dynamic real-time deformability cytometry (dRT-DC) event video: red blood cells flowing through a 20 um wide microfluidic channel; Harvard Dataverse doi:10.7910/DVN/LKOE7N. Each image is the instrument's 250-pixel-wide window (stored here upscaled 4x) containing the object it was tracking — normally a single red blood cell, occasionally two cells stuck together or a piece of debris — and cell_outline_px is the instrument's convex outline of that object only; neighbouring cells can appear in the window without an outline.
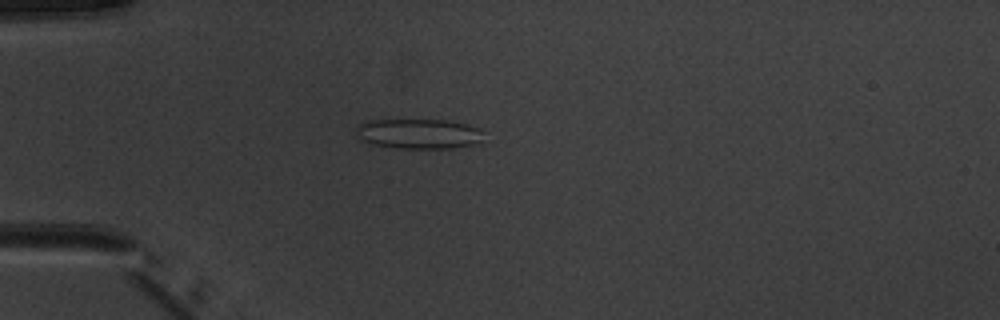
{"species": "common noctule bat (a hibernating species)", "species_latin": "Nyctalus noctula", "temperature_condition": "warm", "stored_images_in_passage": 43, "camera_frame_rate_fps": 3000, "um_per_image_px": 0.085, "animal": {"sex": "male", "body_mass_g": 20.1, "forearm_length_mm": 53.5}, "frame": {"image": 1, "passage_image": 7, "time_ms": 2.0, "image_size_px": [1000, 320], "cell_outline_px": [[480, 144], [452, 148], [396, 148], [372, 144], [360, 140], [356, 136], [356, 128], [364, 120], [444, 120], [464, 124], [480, 128]], "centroid_in_image_um": [35.53, 11.38], "position_along_channel_um": 49.5, "area_um2": 22.31}}
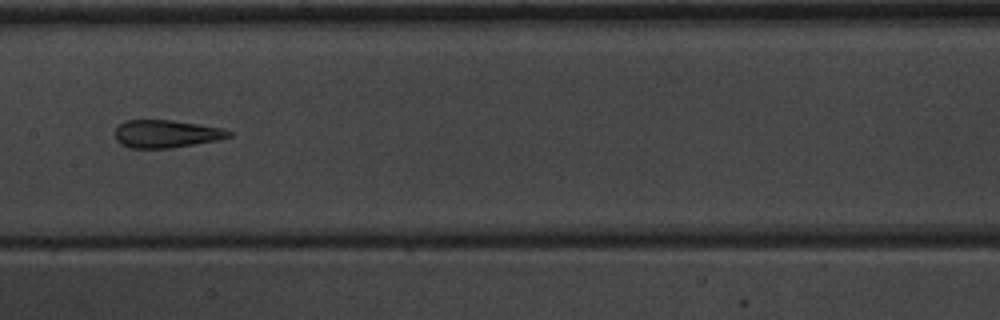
{"frame": {"image": 2, "passage_image": 19, "time_ms": 6.0, "image_size_px": [1000, 320], "cell_outline_px": [[232, 136], [216, 140], [172, 148], [128, 148], [120, 144], [116, 140], [116, 128], [124, 120], [172, 120], [224, 128], [232, 132]], "centroid_in_image_um": [14.12, 11.37], "position_along_channel_um": 193.3, "area_um2": 18.44}}
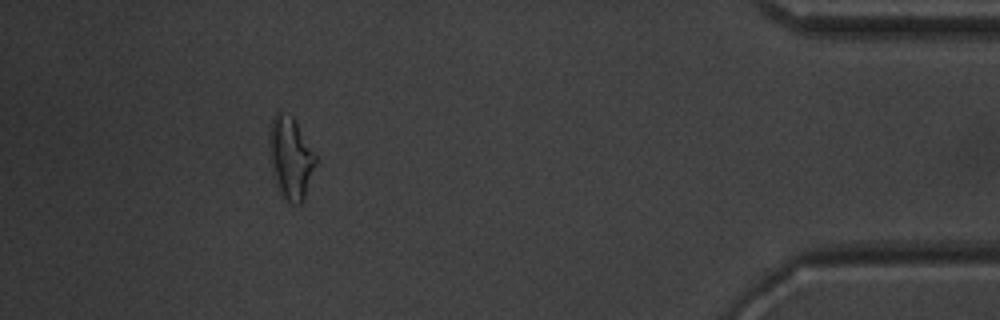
{"frame": {"image": 3, "passage_image": 39, "time_ms": 12.667, "image_size_px": [1000, 320], "cell_outline_px": [[316, 164], [304, 200], [300, 204], [292, 204], [280, 196], [276, 184], [272, 168], [268, 148], [268, 136], [272, 116], [276, 112], [280, 112], [292, 116], [316, 156]], "centroid_in_image_um": [24.67, 13.45], "position_along_channel_um": 410.5, "area_um2": 22.25}, "authors_computed_cell_mechanics": {"area_um2": 19.5942, "velocity_mm_per_s": 4.0097, "shape_relaxation_time_tau1_ms": null, "shape_relaxation_time_tau2_ms": 1.0117, "deformation_change_tau1": null, "deformation_change_tau2": 0.1038}}